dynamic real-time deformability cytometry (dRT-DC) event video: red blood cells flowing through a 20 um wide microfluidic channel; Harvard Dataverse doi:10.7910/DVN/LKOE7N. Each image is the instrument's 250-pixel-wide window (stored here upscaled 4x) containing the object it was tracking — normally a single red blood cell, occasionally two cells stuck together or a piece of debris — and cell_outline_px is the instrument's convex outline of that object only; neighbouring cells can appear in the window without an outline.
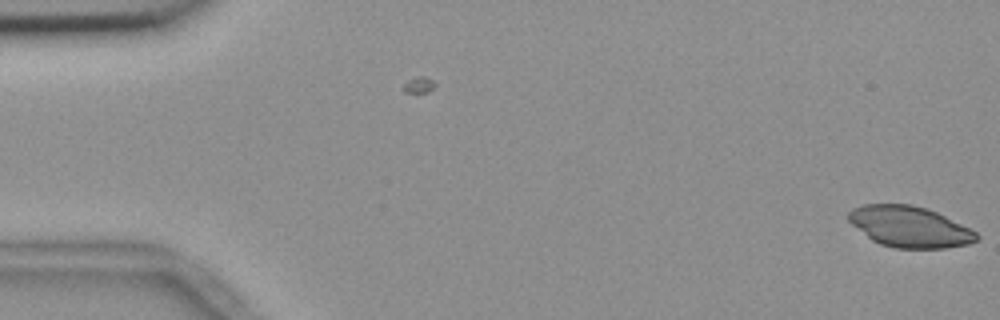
{"species": "common noctule bat (a hibernating species)", "species_latin": "Nyctalus noctula", "temperature_condition": "room temperature", "stored_images_in_passage": 7, "camera_frame_rate_fps": 3000, "um_per_image_px": 0.085, "animal": {"sex": "female", "body_mass_g": 18.4}, "frame": {"image": 1, "passage_image": 7, "time_ms": 2.0, "image_size_px": [1000, 320], "cell_outline_px": [[980, 236], [976, 240], [968, 244], [944, 248], [896, 248], [880, 244], [872, 240], [852, 224], [848, 220], [848, 212], [852, 208], [864, 204], [912, 204], [936, 212], [976, 232]], "centroid_in_image_um": [77.28, 19.27], "position_along_channel_um": 7.7, "area_um2": 30.23}}